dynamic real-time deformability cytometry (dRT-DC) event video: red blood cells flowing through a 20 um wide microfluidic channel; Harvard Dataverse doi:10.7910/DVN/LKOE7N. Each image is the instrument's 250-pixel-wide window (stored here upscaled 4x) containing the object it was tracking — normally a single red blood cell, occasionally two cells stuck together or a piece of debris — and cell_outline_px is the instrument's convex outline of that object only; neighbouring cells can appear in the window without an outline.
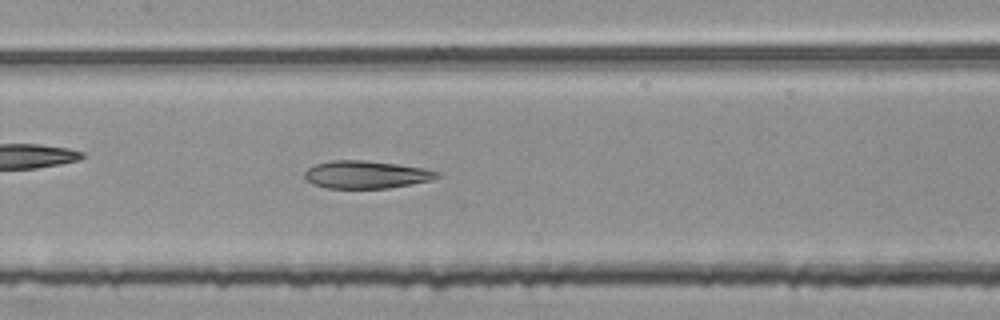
{"species": "common noctule bat (a hibernating species)", "species_latin": "Nyctalus noctula", "temperature_condition": "room temperature", "stored_images_in_passage": 42, "camera_frame_rate_fps": 3000, "um_per_image_px": 0.085, "animal": {"sex": "female", "body_mass_g": 25.1}, "frame": {"image": 1, "passage_image": 13, "time_ms": 4.0, "image_size_px": [1000, 320], "cell_outline_px": [[440, 176], [432, 180], [412, 184], [388, 188], [328, 188], [312, 184], [304, 176], [304, 172], [308, 168], [316, 164], [332, 160], [364, 160], [396, 164], [424, 168], [440, 172]], "centroid_in_image_um": [31.13, 14.84], "position_along_channel_um": 176.3, "area_um2": 21.33}}
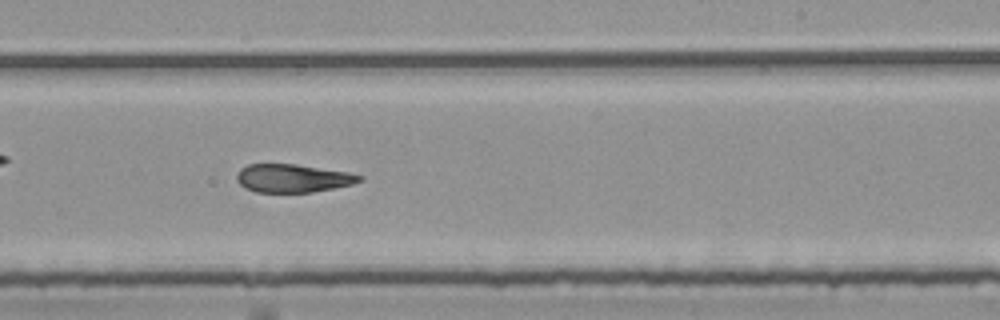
{"frame": {"image": 2, "passage_image": 20, "time_ms": 6.333, "image_size_px": [1000, 320], "cell_outline_px": [[364, 180], [352, 184], [312, 192], [256, 192], [244, 188], [236, 180], [236, 172], [240, 168], [248, 164], [296, 164], [348, 172], [364, 176]], "centroid_in_image_um": [24.86, 15.14], "position_along_channel_um": 264.1, "area_um2": 20.29}}
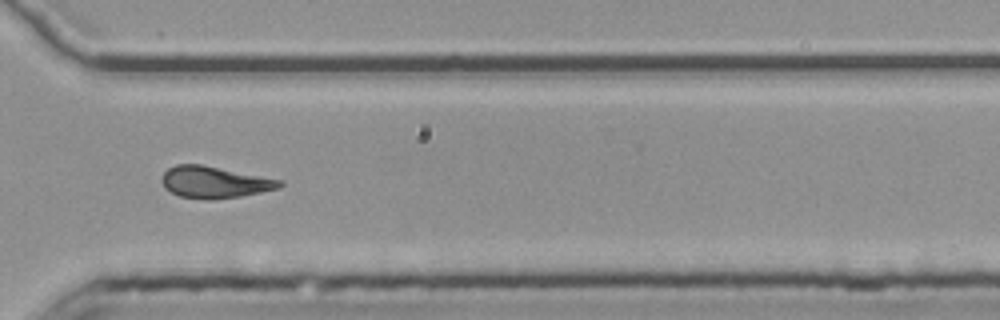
{"frame": {"image": 3, "passage_image": 27, "time_ms": 8.667, "image_size_px": [1000, 320], "cell_outline_px": [[284, 184], [276, 188], [260, 192], [240, 196], [212, 200], [208, 200], [180, 196], [164, 188], [160, 180], [164, 172], [168, 168], [176, 164], [200, 164], [284, 180]], "centroid_in_image_um": [18.21, 15.48], "position_along_channel_um": 352.4, "area_um2": 21.73}, "authors_computed_cell_mechanics": {"area_um2": 22.4264, "velocity_mm_per_s": 3.7893, "shape_relaxation_time_tau1_ms": null, "shape_relaxation_time_tau2_ms": 3.8185, "deformation_change_tau1": null, "deformation_change_tau2": 0.128}}